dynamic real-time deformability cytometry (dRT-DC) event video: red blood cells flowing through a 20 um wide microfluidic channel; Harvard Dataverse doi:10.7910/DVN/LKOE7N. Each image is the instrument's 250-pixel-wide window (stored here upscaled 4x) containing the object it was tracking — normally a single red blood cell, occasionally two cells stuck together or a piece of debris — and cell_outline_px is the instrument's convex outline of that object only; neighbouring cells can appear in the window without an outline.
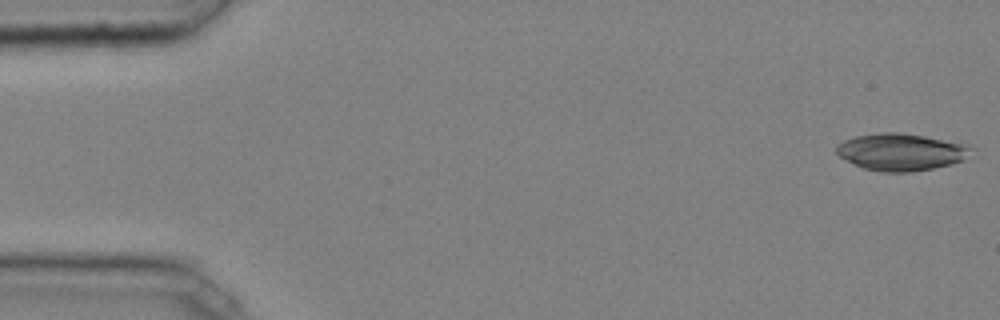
{"species": "common noctule bat (a hibernating species)", "species_latin": "Nyctalus noctula", "temperature_condition": "cold", "stored_images_in_passage": 45, "camera_frame_rate_fps": 3000, "um_per_image_px": 0.085, "animal": {"sex": "male", "body_mass_g": 20.4}, "frame": {"image": 1, "passage_image": 1, "time_ms": 0.0, "image_size_px": [1000, 320], "cell_outline_px": [[972, 148], [964, 160], [952, 164], [912, 172], [880, 172], [864, 168], [840, 156], [836, 152], [836, 144], [844, 140], [856, 136], [880, 132], [900, 132], [924, 136], [964, 144]], "centroid_in_image_um": [76.56, 12.91], "position_along_channel_um": 8.4, "area_um2": 28.84}}
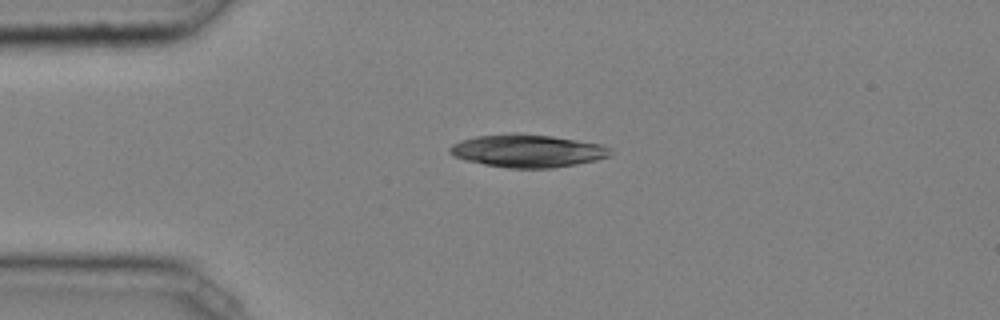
{"frame": {"image": 2, "passage_image": 11, "time_ms": 3.333, "image_size_px": [1000, 320], "cell_outline_px": [[612, 156], [596, 160], [576, 164], [552, 168], [508, 168], [484, 164], [468, 160], [456, 156], [448, 152], [448, 148], [452, 144], [460, 140], [476, 136], [512, 132], [520, 132], [552, 136], [600, 144], [612, 148]], "centroid_in_image_um": [44.86, 12.8], "position_along_channel_um": 40.1, "area_um2": 30.92}}